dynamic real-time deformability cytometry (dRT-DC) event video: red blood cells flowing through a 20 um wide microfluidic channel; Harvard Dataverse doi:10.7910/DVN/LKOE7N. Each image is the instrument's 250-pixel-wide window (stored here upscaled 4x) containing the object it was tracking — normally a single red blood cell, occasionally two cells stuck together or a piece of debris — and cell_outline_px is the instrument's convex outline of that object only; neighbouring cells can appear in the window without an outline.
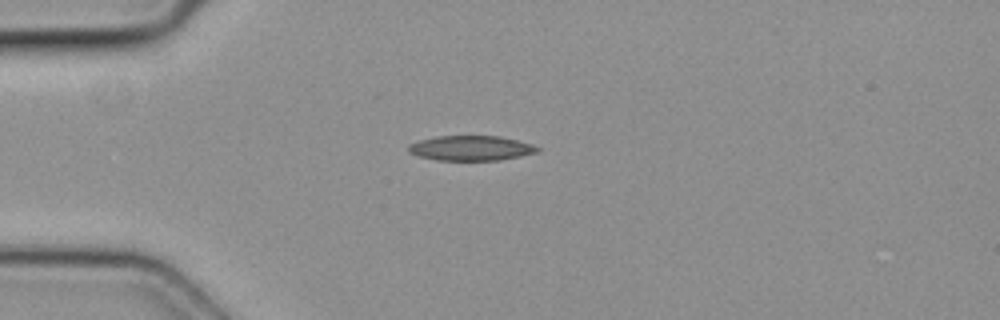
{"species": "common noctule bat (a hibernating species)", "species_latin": "Nyctalus noctula", "temperature_condition": "cold", "stored_images_in_passage": 1, "camera_frame_rate_fps": 3000, "um_per_image_px": 0.085, "animal": {"sex": "female", "body_mass_g": 19.3, "forearm_length_mm": 54.1}, "frame": {"image": 1, "passage_image": 1, "time_ms": 0.0, "image_size_px": [1000, 320], "cell_outline_px": [[540, 152], [500, 160], [436, 160], [420, 156], [408, 152], [408, 144], [420, 140], [436, 136], [500, 136], [532, 144], [540, 148]], "centroid_in_image_um": [40.04, 12.59], "position_along_channel_um": 45.0, "area_um2": 18.73}}